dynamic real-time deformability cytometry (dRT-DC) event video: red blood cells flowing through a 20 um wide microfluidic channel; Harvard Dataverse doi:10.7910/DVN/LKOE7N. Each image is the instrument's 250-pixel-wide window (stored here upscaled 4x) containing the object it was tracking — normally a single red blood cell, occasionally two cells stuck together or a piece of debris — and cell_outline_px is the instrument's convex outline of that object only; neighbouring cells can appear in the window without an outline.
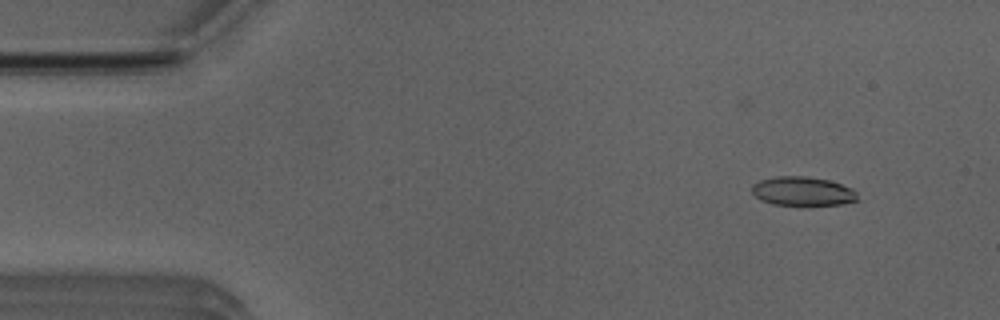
{"species": "Egyptian fruit bat (a non-hibernating species)", "species_latin": "Rousettus aegyptiacus", "temperature_condition": "room temperature", "stored_images_in_passage": 52, "camera_frame_rate_fps": 3000, "um_per_image_px": 0.085, "animal": {"sex": "male"}, "frame": {"image": 1, "passage_image": 5, "time_ms": 1.333, "image_size_px": [1000, 320], "cell_outline_px": [[860, 200], [840, 204], [772, 204], [760, 200], [752, 192], [752, 184], [760, 180], [776, 176], [808, 176], [828, 180], [852, 188], [856, 192]], "centroid_in_image_um": [68.22, 16.24], "position_along_channel_um": 16.8, "area_um2": 17.69}}
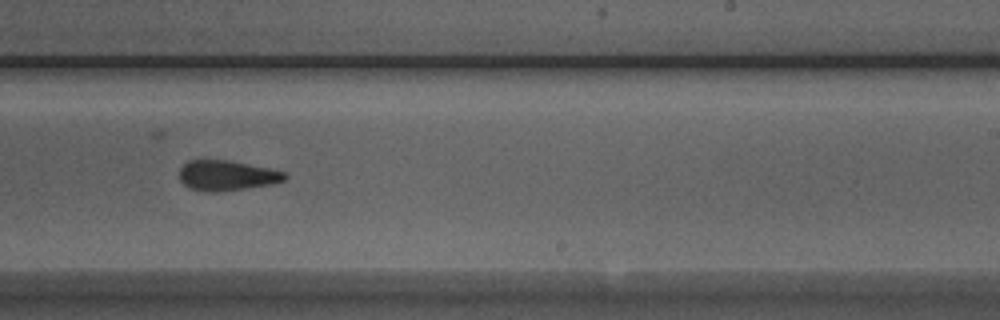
{"frame": {"image": 2, "passage_image": 31, "time_ms": 10.0, "image_size_px": [1000, 320], "cell_outline_px": [[288, 176], [284, 180], [272, 184], [216, 192], [212, 192], [188, 188], [180, 180], [180, 168], [188, 160], [228, 160], [288, 172]], "centroid_in_image_um": [19.29, 14.91], "position_along_channel_um": 269.7, "area_um2": 18.44}}
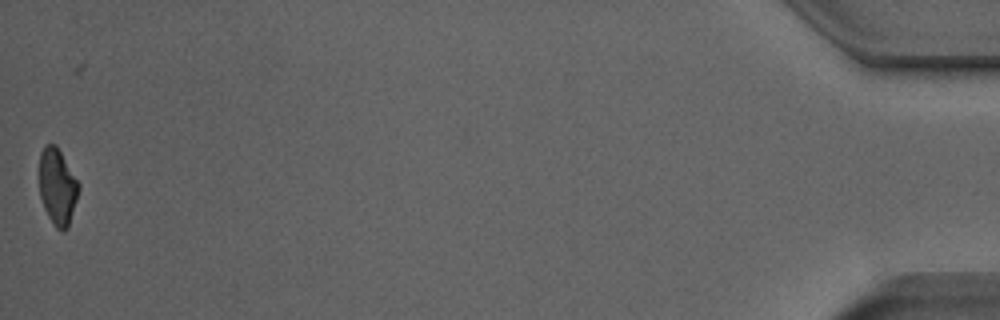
{"frame": {"image": 3, "passage_image": 51, "time_ms": 16.667, "image_size_px": [1000, 320], "cell_outline_px": [[80, 188], [68, 228], [64, 232], [60, 232], [56, 228], [48, 216], [44, 208], [40, 196], [40, 152], [44, 144], [56, 144], [80, 184]], "centroid_in_image_um": [4.89, 15.88], "position_along_channel_um": 430.3, "area_um2": 17.63}, "authors_computed_cell_mechanics": {"area_um2": 18.6405, "velocity_mm_per_s": 3.9851, "shape_relaxation_time_tau1_ms": 10.6712, "shape_relaxation_time_tau2_ms": 2.1704, "deformation_change_tau1": 0.2288, "deformation_change_tau2": 0.0986}}